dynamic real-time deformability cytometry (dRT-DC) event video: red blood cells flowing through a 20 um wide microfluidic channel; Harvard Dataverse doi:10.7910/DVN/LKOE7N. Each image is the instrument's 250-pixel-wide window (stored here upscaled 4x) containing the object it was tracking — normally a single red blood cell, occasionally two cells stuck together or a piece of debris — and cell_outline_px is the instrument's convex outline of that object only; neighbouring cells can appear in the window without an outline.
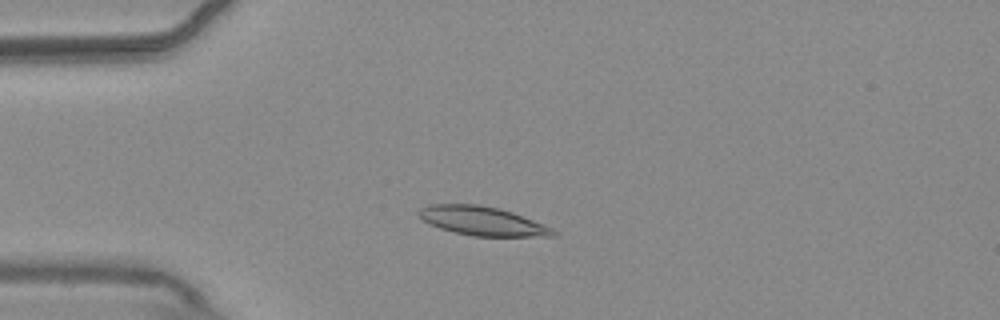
{"species": "common noctule bat (a hibernating species)", "species_latin": "Nyctalus noctula", "temperature_condition": "warm", "stored_images_in_passage": 53, "camera_frame_rate_fps": 3000, "um_per_image_px": 0.085, "animal": {"sex": "male", "body_mass_g": 20.4}, "frame": {"image": 1, "passage_image": 12, "time_ms": 3.667, "image_size_px": [1000, 320], "cell_outline_px": [[556, 236], [472, 236], [440, 228], [428, 224], [416, 212], [420, 208], [428, 204], [480, 204], [500, 208], [512, 212], [552, 228], [556, 232]], "centroid_in_image_um": [40.96, 18.77], "position_along_channel_um": 44.0, "area_um2": 22.54}}
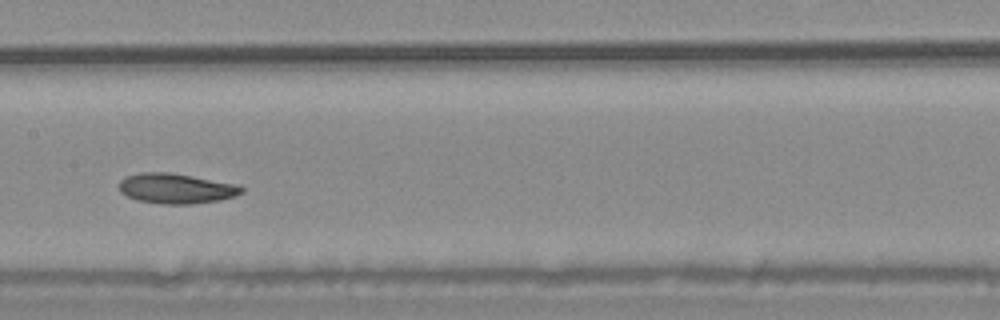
{"frame": {"image": 2, "passage_image": 26, "time_ms": 8.333, "image_size_px": [1000, 320], "cell_outline_px": [[244, 192], [236, 196], [220, 200], [192, 204], [160, 204], [136, 200], [120, 192], [120, 180], [124, 176], [140, 172], [168, 172], [192, 176], [236, 184], [244, 188]], "centroid_in_image_um": [14.96, 16.02], "position_along_channel_um": 192.4, "area_um2": 21.62}}
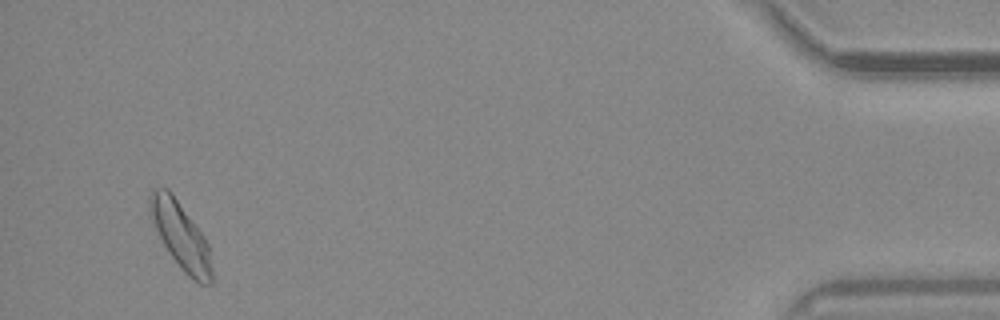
{"frame": {"image": 3, "passage_image": 51, "time_ms": 16.667, "image_size_px": [1000, 320], "cell_outline_px": [[212, 284], [200, 284], [188, 276], [184, 272], [172, 256], [164, 244], [148, 212], [148, 196], [152, 188], [168, 188], [172, 192], [204, 236], [208, 244], [212, 268]], "centroid_in_image_um": [15.35, 19.99], "position_along_channel_um": 419.9, "area_um2": 23.93}, "authors_computed_cell_mechanics": {"area_um2": 22.1952, "velocity_mm_per_s": 3.6399, "shape_relaxation_time_tau1_ms": null, "shape_relaxation_time_tau2_ms": 5.1893, "deformation_change_tau1": null, "deformation_change_tau2": 0.1009}}